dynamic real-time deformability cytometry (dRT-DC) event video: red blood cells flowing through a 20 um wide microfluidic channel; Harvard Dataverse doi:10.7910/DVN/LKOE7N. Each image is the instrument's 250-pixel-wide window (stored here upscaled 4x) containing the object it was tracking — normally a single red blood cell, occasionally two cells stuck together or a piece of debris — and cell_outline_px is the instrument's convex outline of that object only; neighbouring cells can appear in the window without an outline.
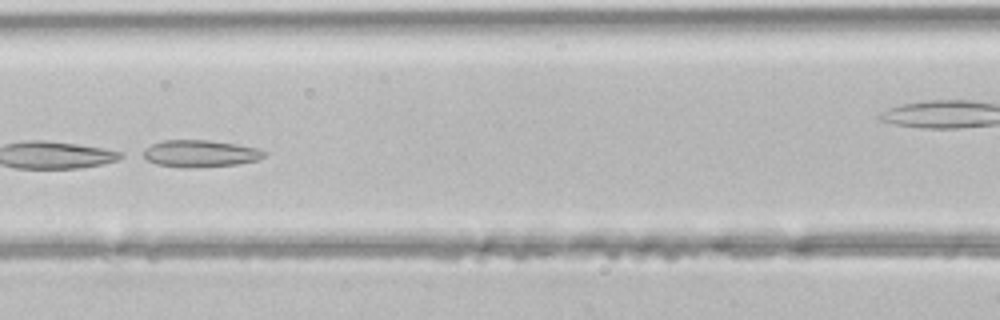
{"species": "common noctule bat (a hibernating species)", "species_latin": "Nyctalus noctula", "temperature_condition": "room temperature", "stored_images_in_passage": 47, "camera_frame_rate_fps": 3000, "um_per_image_px": 0.085, "animal": {"sex": "male", "body_mass_g": 21.5, "forearm_length_mm": 52.0}, "frame": {"image": 1, "passage_image": 21, "time_ms": 6.667, "image_size_px": [1000, 320], "cell_outline_px": [[268, 152], [264, 156], [256, 160], [236, 164], [192, 168], [184, 168], [156, 164], [140, 156], [136, 152], [152, 144], [164, 140], [208, 140], [236, 144], [260, 148]], "centroid_in_image_um": [16.94, 13.05], "position_along_channel_um": 149.7, "area_um2": 19.36}}